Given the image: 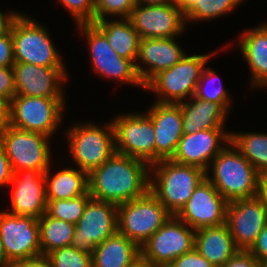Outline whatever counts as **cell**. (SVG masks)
I'll use <instances>...</instances> for the list:
<instances>
[{"label": "cell", "instance_id": "obj_44", "mask_svg": "<svg viewBox=\"0 0 267 267\" xmlns=\"http://www.w3.org/2000/svg\"><path fill=\"white\" fill-rule=\"evenodd\" d=\"M20 11H9L2 12L0 10V36L7 34L11 30L13 21L20 15Z\"/></svg>", "mask_w": 267, "mask_h": 267}, {"label": "cell", "instance_id": "obj_17", "mask_svg": "<svg viewBox=\"0 0 267 267\" xmlns=\"http://www.w3.org/2000/svg\"><path fill=\"white\" fill-rule=\"evenodd\" d=\"M16 95L66 98L68 67H43L15 62L12 66Z\"/></svg>", "mask_w": 267, "mask_h": 267}, {"label": "cell", "instance_id": "obj_8", "mask_svg": "<svg viewBox=\"0 0 267 267\" xmlns=\"http://www.w3.org/2000/svg\"><path fill=\"white\" fill-rule=\"evenodd\" d=\"M65 100L66 98L15 95L10 101L9 125L52 138L63 123Z\"/></svg>", "mask_w": 267, "mask_h": 267}, {"label": "cell", "instance_id": "obj_25", "mask_svg": "<svg viewBox=\"0 0 267 267\" xmlns=\"http://www.w3.org/2000/svg\"><path fill=\"white\" fill-rule=\"evenodd\" d=\"M178 104L182 110L183 134L226 126L228 113L217 103L192 96Z\"/></svg>", "mask_w": 267, "mask_h": 267}, {"label": "cell", "instance_id": "obj_23", "mask_svg": "<svg viewBox=\"0 0 267 267\" xmlns=\"http://www.w3.org/2000/svg\"><path fill=\"white\" fill-rule=\"evenodd\" d=\"M237 37L235 44L250 71L249 86L267 88V22L244 29Z\"/></svg>", "mask_w": 267, "mask_h": 267}, {"label": "cell", "instance_id": "obj_34", "mask_svg": "<svg viewBox=\"0 0 267 267\" xmlns=\"http://www.w3.org/2000/svg\"><path fill=\"white\" fill-rule=\"evenodd\" d=\"M47 256L52 267H93L92 255L76 249L73 245L56 249Z\"/></svg>", "mask_w": 267, "mask_h": 267}, {"label": "cell", "instance_id": "obj_30", "mask_svg": "<svg viewBox=\"0 0 267 267\" xmlns=\"http://www.w3.org/2000/svg\"><path fill=\"white\" fill-rule=\"evenodd\" d=\"M231 142L259 174L267 171V133L231 131Z\"/></svg>", "mask_w": 267, "mask_h": 267}, {"label": "cell", "instance_id": "obj_3", "mask_svg": "<svg viewBox=\"0 0 267 267\" xmlns=\"http://www.w3.org/2000/svg\"><path fill=\"white\" fill-rule=\"evenodd\" d=\"M150 175L149 190L172 215H176L206 177V172L166 159L150 165Z\"/></svg>", "mask_w": 267, "mask_h": 267}, {"label": "cell", "instance_id": "obj_16", "mask_svg": "<svg viewBox=\"0 0 267 267\" xmlns=\"http://www.w3.org/2000/svg\"><path fill=\"white\" fill-rule=\"evenodd\" d=\"M267 223V205L258 197L228 202L226 224L239 250L247 251Z\"/></svg>", "mask_w": 267, "mask_h": 267}, {"label": "cell", "instance_id": "obj_41", "mask_svg": "<svg viewBox=\"0 0 267 267\" xmlns=\"http://www.w3.org/2000/svg\"><path fill=\"white\" fill-rule=\"evenodd\" d=\"M247 251L260 263L267 259V223Z\"/></svg>", "mask_w": 267, "mask_h": 267}, {"label": "cell", "instance_id": "obj_49", "mask_svg": "<svg viewBox=\"0 0 267 267\" xmlns=\"http://www.w3.org/2000/svg\"><path fill=\"white\" fill-rule=\"evenodd\" d=\"M127 267H153L146 259L140 256L131 265Z\"/></svg>", "mask_w": 267, "mask_h": 267}, {"label": "cell", "instance_id": "obj_15", "mask_svg": "<svg viewBox=\"0 0 267 267\" xmlns=\"http://www.w3.org/2000/svg\"><path fill=\"white\" fill-rule=\"evenodd\" d=\"M0 235L8 260L15 262L42 255L38 219L0 210Z\"/></svg>", "mask_w": 267, "mask_h": 267}, {"label": "cell", "instance_id": "obj_46", "mask_svg": "<svg viewBox=\"0 0 267 267\" xmlns=\"http://www.w3.org/2000/svg\"><path fill=\"white\" fill-rule=\"evenodd\" d=\"M257 196L267 205V171L258 176Z\"/></svg>", "mask_w": 267, "mask_h": 267}, {"label": "cell", "instance_id": "obj_5", "mask_svg": "<svg viewBox=\"0 0 267 267\" xmlns=\"http://www.w3.org/2000/svg\"><path fill=\"white\" fill-rule=\"evenodd\" d=\"M217 49L207 54H186L169 69L155 75L144 90L155 94L157 103L178 104L194 96L200 75L209 62L217 55ZM152 91V92H151Z\"/></svg>", "mask_w": 267, "mask_h": 267}, {"label": "cell", "instance_id": "obj_21", "mask_svg": "<svg viewBox=\"0 0 267 267\" xmlns=\"http://www.w3.org/2000/svg\"><path fill=\"white\" fill-rule=\"evenodd\" d=\"M176 38L178 37L139 40L135 69L144 86L159 72L169 69L187 54Z\"/></svg>", "mask_w": 267, "mask_h": 267}, {"label": "cell", "instance_id": "obj_37", "mask_svg": "<svg viewBox=\"0 0 267 267\" xmlns=\"http://www.w3.org/2000/svg\"><path fill=\"white\" fill-rule=\"evenodd\" d=\"M173 267H215L204 258L195 248L177 257L170 263Z\"/></svg>", "mask_w": 267, "mask_h": 267}, {"label": "cell", "instance_id": "obj_52", "mask_svg": "<svg viewBox=\"0 0 267 267\" xmlns=\"http://www.w3.org/2000/svg\"><path fill=\"white\" fill-rule=\"evenodd\" d=\"M156 267H173L171 264H162Z\"/></svg>", "mask_w": 267, "mask_h": 267}, {"label": "cell", "instance_id": "obj_47", "mask_svg": "<svg viewBox=\"0 0 267 267\" xmlns=\"http://www.w3.org/2000/svg\"><path fill=\"white\" fill-rule=\"evenodd\" d=\"M0 265L3 267H11L12 263L8 260L4 245L0 235Z\"/></svg>", "mask_w": 267, "mask_h": 267}, {"label": "cell", "instance_id": "obj_4", "mask_svg": "<svg viewBox=\"0 0 267 267\" xmlns=\"http://www.w3.org/2000/svg\"><path fill=\"white\" fill-rule=\"evenodd\" d=\"M103 124L97 125L91 120L86 123L77 121L64 131L73 166L88 174L116 152L112 121Z\"/></svg>", "mask_w": 267, "mask_h": 267}, {"label": "cell", "instance_id": "obj_42", "mask_svg": "<svg viewBox=\"0 0 267 267\" xmlns=\"http://www.w3.org/2000/svg\"><path fill=\"white\" fill-rule=\"evenodd\" d=\"M13 170L10 165V161L6 155L4 147L0 143V188L6 187L10 183Z\"/></svg>", "mask_w": 267, "mask_h": 267}, {"label": "cell", "instance_id": "obj_38", "mask_svg": "<svg viewBox=\"0 0 267 267\" xmlns=\"http://www.w3.org/2000/svg\"><path fill=\"white\" fill-rule=\"evenodd\" d=\"M15 95L16 88L12 67L0 66V96L10 102Z\"/></svg>", "mask_w": 267, "mask_h": 267}, {"label": "cell", "instance_id": "obj_43", "mask_svg": "<svg viewBox=\"0 0 267 267\" xmlns=\"http://www.w3.org/2000/svg\"><path fill=\"white\" fill-rule=\"evenodd\" d=\"M11 267H52L47 255H39L15 262Z\"/></svg>", "mask_w": 267, "mask_h": 267}, {"label": "cell", "instance_id": "obj_9", "mask_svg": "<svg viewBox=\"0 0 267 267\" xmlns=\"http://www.w3.org/2000/svg\"><path fill=\"white\" fill-rule=\"evenodd\" d=\"M50 140L52 138L45 134L10 125H6L0 131V143L13 172L25 169L45 172L53 161Z\"/></svg>", "mask_w": 267, "mask_h": 267}, {"label": "cell", "instance_id": "obj_29", "mask_svg": "<svg viewBox=\"0 0 267 267\" xmlns=\"http://www.w3.org/2000/svg\"><path fill=\"white\" fill-rule=\"evenodd\" d=\"M39 235L42 255L70 246L75 234V225L43 214L39 219Z\"/></svg>", "mask_w": 267, "mask_h": 267}, {"label": "cell", "instance_id": "obj_14", "mask_svg": "<svg viewBox=\"0 0 267 267\" xmlns=\"http://www.w3.org/2000/svg\"><path fill=\"white\" fill-rule=\"evenodd\" d=\"M128 19L140 39L179 37L188 27L180 6L170 3L135 4Z\"/></svg>", "mask_w": 267, "mask_h": 267}, {"label": "cell", "instance_id": "obj_18", "mask_svg": "<svg viewBox=\"0 0 267 267\" xmlns=\"http://www.w3.org/2000/svg\"><path fill=\"white\" fill-rule=\"evenodd\" d=\"M228 201L205 177L176 216L192 229L226 223Z\"/></svg>", "mask_w": 267, "mask_h": 267}, {"label": "cell", "instance_id": "obj_40", "mask_svg": "<svg viewBox=\"0 0 267 267\" xmlns=\"http://www.w3.org/2000/svg\"><path fill=\"white\" fill-rule=\"evenodd\" d=\"M222 267H261V263L248 251L239 250Z\"/></svg>", "mask_w": 267, "mask_h": 267}, {"label": "cell", "instance_id": "obj_2", "mask_svg": "<svg viewBox=\"0 0 267 267\" xmlns=\"http://www.w3.org/2000/svg\"><path fill=\"white\" fill-rule=\"evenodd\" d=\"M258 176V171L231 141L206 171V178L228 202L257 196Z\"/></svg>", "mask_w": 267, "mask_h": 267}, {"label": "cell", "instance_id": "obj_13", "mask_svg": "<svg viewBox=\"0 0 267 267\" xmlns=\"http://www.w3.org/2000/svg\"><path fill=\"white\" fill-rule=\"evenodd\" d=\"M75 227L71 245L92 255L97 245L118 232V205L91 197Z\"/></svg>", "mask_w": 267, "mask_h": 267}, {"label": "cell", "instance_id": "obj_36", "mask_svg": "<svg viewBox=\"0 0 267 267\" xmlns=\"http://www.w3.org/2000/svg\"><path fill=\"white\" fill-rule=\"evenodd\" d=\"M70 14L75 25L95 21V0H57Z\"/></svg>", "mask_w": 267, "mask_h": 267}, {"label": "cell", "instance_id": "obj_24", "mask_svg": "<svg viewBox=\"0 0 267 267\" xmlns=\"http://www.w3.org/2000/svg\"><path fill=\"white\" fill-rule=\"evenodd\" d=\"M194 248L215 267H222L239 251L226 223L197 229Z\"/></svg>", "mask_w": 267, "mask_h": 267}, {"label": "cell", "instance_id": "obj_12", "mask_svg": "<svg viewBox=\"0 0 267 267\" xmlns=\"http://www.w3.org/2000/svg\"><path fill=\"white\" fill-rule=\"evenodd\" d=\"M195 229L176 215H171L163 226L141 247V256L153 267L170 264L177 257L191 251L195 244Z\"/></svg>", "mask_w": 267, "mask_h": 267}, {"label": "cell", "instance_id": "obj_28", "mask_svg": "<svg viewBox=\"0 0 267 267\" xmlns=\"http://www.w3.org/2000/svg\"><path fill=\"white\" fill-rule=\"evenodd\" d=\"M93 24L105 35L120 57L135 64L140 37L128 18L103 19L94 21Z\"/></svg>", "mask_w": 267, "mask_h": 267}, {"label": "cell", "instance_id": "obj_32", "mask_svg": "<svg viewBox=\"0 0 267 267\" xmlns=\"http://www.w3.org/2000/svg\"><path fill=\"white\" fill-rule=\"evenodd\" d=\"M242 1L244 2V0H198L197 4L185 15L187 26H189L188 23L198 24L226 16L231 11L234 12L243 3Z\"/></svg>", "mask_w": 267, "mask_h": 267}, {"label": "cell", "instance_id": "obj_51", "mask_svg": "<svg viewBox=\"0 0 267 267\" xmlns=\"http://www.w3.org/2000/svg\"><path fill=\"white\" fill-rule=\"evenodd\" d=\"M185 0H168V3L181 6Z\"/></svg>", "mask_w": 267, "mask_h": 267}, {"label": "cell", "instance_id": "obj_50", "mask_svg": "<svg viewBox=\"0 0 267 267\" xmlns=\"http://www.w3.org/2000/svg\"><path fill=\"white\" fill-rule=\"evenodd\" d=\"M136 4L144 5H156V4H166L168 0H135Z\"/></svg>", "mask_w": 267, "mask_h": 267}, {"label": "cell", "instance_id": "obj_6", "mask_svg": "<svg viewBox=\"0 0 267 267\" xmlns=\"http://www.w3.org/2000/svg\"><path fill=\"white\" fill-rule=\"evenodd\" d=\"M11 33L15 62L43 67H67L48 27L41 21L21 12L13 21Z\"/></svg>", "mask_w": 267, "mask_h": 267}, {"label": "cell", "instance_id": "obj_11", "mask_svg": "<svg viewBox=\"0 0 267 267\" xmlns=\"http://www.w3.org/2000/svg\"><path fill=\"white\" fill-rule=\"evenodd\" d=\"M114 116L111 121L116 152L141 159L149 165L155 163V132L149 116L143 111Z\"/></svg>", "mask_w": 267, "mask_h": 267}, {"label": "cell", "instance_id": "obj_1", "mask_svg": "<svg viewBox=\"0 0 267 267\" xmlns=\"http://www.w3.org/2000/svg\"><path fill=\"white\" fill-rule=\"evenodd\" d=\"M92 198L116 205L144 196L149 191L150 165L115 152L88 174Z\"/></svg>", "mask_w": 267, "mask_h": 267}, {"label": "cell", "instance_id": "obj_53", "mask_svg": "<svg viewBox=\"0 0 267 267\" xmlns=\"http://www.w3.org/2000/svg\"><path fill=\"white\" fill-rule=\"evenodd\" d=\"M261 267H267V259L261 262Z\"/></svg>", "mask_w": 267, "mask_h": 267}, {"label": "cell", "instance_id": "obj_39", "mask_svg": "<svg viewBox=\"0 0 267 267\" xmlns=\"http://www.w3.org/2000/svg\"><path fill=\"white\" fill-rule=\"evenodd\" d=\"M15 63L11 30L0 36V66L12 67Z\"/></svg>", "mask_w": 267, "mask_h": 267}, {"label": "cell", "instance_id": "obj_22", "mask_svg": "<svg viewBox=\"0 0 267 267\" xmlns=\"http://www.w3.org/2000/svg\"><path fill=\"white\" fill-rule=\"evenodd\" d=\"M144 112L152 120L155 132V163L171 159L183 136L182 110L179 104L151 103Z\"/></svg>", "mask_w": 267, "mask_h": 267}, {"label": "cell", "instance_id": "obj_7", "mask_svg": "<svg viewBox=\"0 0 267 267\" xmlns=\"http://www.w3.org/2000/svg\"><path fill=\"white\" fill-rule=\"evenodd\" d=\"M80 35L86 39V46L89 52L90 67L94 75L100 78L120 82L122 85L135 86L143 88L144 85L140 81L135 64L128 59L120 57L111 45L108 43L105 35L93 23H81L75 25Z\"/></svg>", "mask_w": 267, "mask_h": 267}, {"label": "cell", "instance_id": "obj_45", "mask_svg": "<svg viewBox=\"0 0 267 267\" xmlns=\"http://www.w3.org/2000/svg\"><path fill=\"white\" fill-rule=\"evenodd\" d=\"M9 107L10 102L4 97L0 96V131L9 125Z\"/></svg>", "mask_w": 267, "mask_h": 267}, {"label": "cell", "instance_id": "obj_48", "mask_svg": "<svg viewBox=\"0 0 267 267\" xmlns=\"http://www.w3.org/2000/svg\"><path fill=\"white\" fill-rule=\"evenodd\" d=\"M198 0H185V2L180 6L184 15H186L196 4Z\"/></svg>", "mask_w": 267, "mask_h": 267}, {"label": "cell", "instance_id": "obj_26", "mask_svg": "<svg viewBox=\"0 0 267 267\" xmlns=\"http://www.w3.org/2000/svg\"><path fill=\"white\" fill-rule=\"evenodd\" d=\"M50 168L44 172L47 200L72 199L89 191L87 172L72 166L55 172Z\"/></svg>", "mask_w": 267, "mask_h": 267}, {"label": "cell", "instance_id": "obj_10", "mask_svg": "<svg viewBox=\"0 0 267 267\" xmlns=\"http://www.w3.org/2000/svg\"><path fill=\"white\" fill-rule=\"evenodd\" d=\"M171 215L149 190L140 198L118 205V232L141 247Z\"/></svg>", "mask_w": 267, "mask_h": 267}, {"label": "cell", "instance_id": "obj_33", "mask_svg": "<svg viewBox=\"0 0 267 267\" xmlns=\"http://www.w3.org/2000/svg\"><path fill=\"white\" fill-rule=\"evenodd\" d=\"M90 198L88 191L86 194L72 199L47 200L46 214L76 225Z\"/></svg>", "mask_w": 267, "mask_h": 267}, {"label": "cell", "instance_id": "obj_31", "mask_svg": "<svg viewBox=\"0 0 267 267\" xmlns=\"http://www.w3.org/2000/svg\"><path fill=\"white\" fill-rule=\"evenodd\" d=\"M206 66L207 64L200 75L194 97L217 103L229 114V111L233 108V97L223 86L220 76L216 73L217 71Z\"/></svg>", "mask_w": 267, "mask_h": 267}, {"label": "cell", "instance_id": "obj_19", "mask_svg": "<svg viewBox=\"0 0 267 267\" xmlns=\"http://www.w3.org/2000/svg\"><path fill=\"white\" fill-rule=\"evenodd\" d=\"M231 141V130L213 128L183 134L171 160L208 170L213 159Z\"/></svg>", "mask_w": 267, "mask_h": 267}, {"label": "cell", "instance_id": "obj_35", "mask_svg": "<svg viewBox=\"0 0 267 267\" xmlns=\"http://www.w3.org/2000/svg\"><path fill=\"white\" fill-rule=\"evenodd\" d=\"M135 4V0H95V21L129 18Z\"/></svg>", "mask_w": 267, "mask_h": 267}, {"label": "cell", "instance_id": "obj_27", "mask_svg": "<svg viewBox=\"0 0 267 267\" xmlns=\"http://www.w3.org/2000/svg\"><path fill=\"white\" fill-rule=\"evenodd\" d=\"M141 256L140 247L119 232L95 247L93 267H127Z\"/></svg>", "mask_w": 267, "mask_h": 267}, {"label": "cell", "instance_id": "obj_20", "mask_svg": "<svg viewBox=\"0 0 267 267\" xmlns=\"http://www.w3.org/2000/svg\"><path fill=\"white\" fill-rule=\"evenodd\" d=\"M10 190L7 212L19 216L39 219L46 213V181L44 172L37 170H18L13 172L8 188Z\"/></svg>", "mask_w": 267, "mask_h": 267}]
</instances>
